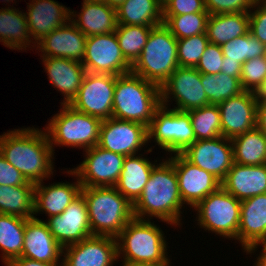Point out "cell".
I'll return each instance as SVG.
<instances>
[{
	"label": "cell",
	"mask_w": 266,
	"mask_h": 266,
	"mask_svg": "<svg viewBox=\"0 0 266 266\" xmlns=\"http://www.w3.org/2000/svg\"><path fill=\"white\" fill-rule=\"evenodd\" d=\"M0 153L28 182L37 184L53 176L54 153L45 129L8 130L0 135Z\"/></svg>",
	"instance_id": "6da1fadb"
},
{
	"label": "cell",
	"mask_w": 266,
	"mask_h": 266,
	"mask_svg": "<svg viewBox=\"0 0 266 266\" xmlns=\"http://www.w3.org/2000/svg\"><path fill=\"white\" fill-rule=\"evenodd\" d=\"M165 159L153 168L141 196L133 204V215L141 220H151L154 217L168 225L181 227V210L185 204L179 193L175 168Z\"/></svg>",
	"instance_id": "7a4b0ae2"
},
{
	"label": "cell",
	"mask_w": 266,
	"mask_h": 266,
	"mask_svg": "<svg viewBox=\"0 0 266 266\" xmlns=\"http://www.w3.org/2000/svg\"><path fill=\"white\" fill-rule=\"evenodd\" d=\"M160 106V87L132 72L116 76L112 118L149 127Z\"/></svg>",
	"instance_id": "3957f363"
},
{
	"label": "cell",
	"mask_w": 266,
	"mask_h": 266,
	"mask_svg": "<svg viewBox=\"0 0 266 266\" xmlns=\"http://www.w3.org/2000/svg\"><path fill=\"white\" fill-rule=\"evenodd\" d=\"M92 235L116 238L134 218L133 204L114 186L82 187Z\"/></svg>",
	"instance_id": "277c9868"
},
{
	"label": "cell",
	"mask_w": 266,
	"mask_h": 266,
	"mask_svg": "<svg viewBox=\"0 0 266 266\" xmlns=\"http://www.w3.org/2000/svg\"><path fill=\"white\" fill-rule=\"evenodd\" d=\"M163 230L151 220L133 218L116 237L122 263H165L169 260Z\"/></svg>",
	"instance_id": "5b68a950"
},
{
	"label": "cell",
	"mask_w": 266,
	"mask_h": 266,
	"mask_svg": "<svg viewBox=\"0 0 266 266\" xmlns=\"http://www.w3.org/2000/svg\"><path fill=\"white\" fill-rule=\"evenodd\" d=\"M177 67V39L164 24L153 27L131 72L161 87Z\"/></svg>",
	"instance_id": "8992f818"
},
{
	"label": "cell",
	"mask_w": 266,
	"mask_h": 266,
	"mask_svg": "<svg viewBox=\"0 0 266 266\" xmlns=\"http://www.w3.org/2000/svg\"><path fill=\"white\" fill-rule=\"evenodd\" d=\"M60 106L61 110L44 127L53 153L55 145L83 148V151L98 145L103 120L79 112L69 104Z\"/></svg>",
	"instance_id": "52a82bcc"
},
{
	"label": "cell",
	"mask_w": 266,
	"mask_h": 266,
	"mask_svg": "<svg viewBox=\"0 0 266 266\" xmlns=\"http://www.w3.org/2000/svg\"><path fill=\"white\" fill-rule=\"evenodd\" d=\"M197 225L218 236L237 240L240 223L241 201L222 186L201 200L194 209Z\"/></svg>",
	"instance_id": "ba28073f"
},
{
	"label": "cell",
	"mask_w": 266,
	"mask_h": 266,
	"mask_svg": "<svg viewBox=\"0 0 266 266\" xmlns=\"http://www.w3.org/2000/svg\"><path fill=\"white\" fill-rule=\"evenodd\" d=\"M152 138L167 155L183 153L195 142L189 113L161 105L148 127V142Z\"/></svg>",
	"instance_id": "9c48e42d"
},
{
	"label": "cell",
	"mask_w": 266,
	"mask_h": 266,
	"mask_svg": "<svg viewBox=\"0 0 266 266\" xmlns=\"http://www.w3.org/2000/svg\"><path fill=\"white\" fill-rule=\"evenodd\" d=\"M160 95L162 106L168 108L173 100L176 105L172 109L179 111L188 112L209 105L201 84V73L196 68L177 67L160 87Z\"/></svg>",
	"instance_id": "30bf717a"
},
{
	"label": "cell",
	"mask_w": 266,
	"mask_h": 266,
	"mask_svg": "<svg viewBox=\"0 0 266 266\" xmlns=\"http://www.w3.org/2000/svg\"><path fill=\"white\" fill-rule=\"evenodd\" d=\"M82 65L88 73L114 76L130 73L132 69L122 54L115 32L89 36Z\"/></svg>",
	"instance_id": "8fae6325"
},
{
	"label": "cell",
	"mask_w": 266,
	"mask_h": 266,
	"mask_svg": "<svg viewBox=\"0 0 266 266\" xmlns=\"http://www.w3.org/2000/svg\"><path fill=\"white\" fill-rule=\"evenodd\" d=\"M115 84L114 75L86 72L77 96L69 105L101 120L112 118Z\"/></svg>",
	"instance_id": "7c38bea8"
},
{
	"label": "cell",
	"mask_w": 266,
	"mask_h": 266,
	"mask_svg": "<svg viewBox=\"0 0 266 266\" xmlns=\"http://www.w3.org/2000/svg\"><path fill=\"white\" fill-rule=\"evenodd\" d=\"M81 164L71 169L82 187L115 186L123 168L125 156L102 149L98 145L84 150Z\"/></svg>",
	"instance_id": "4fadbf2b"
},
{
	"label": "cell",
	"mask_w": 266,
	"mask_h": 266,
	"mask_svg": "<svg viewBox=\"0 0 266 266\" xmlns=\"http://www.w3.org/2000/svg\"><path fill=\"white\" fill-rule=\"evenodd\" d=\"M148 127L133 121L117 118L105 119L100 128L98 146L125 157L138 154L147 147Z\"/></svg>",
	"instance_id": "5bb4252c"
},
{
	"label": "cell",
	"mask_w": 266,
	"mask_h": 266,
	"mask_svg": "<svg viewBox=\"0 0 266 266\" xmlns=\"http://www.w3.org/2000/svg\"><path fill=\"white\" fill-rule=\"evenodd\" d=\"M174 166L179 193L184 204L193 209L201 200L221 187L211 173L193 165L182 154L166 157Z\"/></svg>",
	"instance_id": "9a60e30c"
},
{
	"label": "cell",
	"mask_w": 266,
	"mask_h": 266,
	"mask_svg": "<svg viewBox=\"0 0 266 266\" xmlns=\"http://www.w3.org/2000/svg\"><path fill=\"white\" fill-rule=\"evenodd\" d=\"M181 154L220 182L225 179L234 163L231 139L224 136L212 140H197Z\"/></svg>",
	"instance_id": "2e32d148"
},
{
	"label": "cell",
	"mask_w": 266,
	"mask_h": 266,
	"mask_svg": "<svg viewBox=\"0 0 266 266\" xmlns=\"http://www.w3.org/2000/svg\"><path fill=\"white\" fill-rule=\"evenodd\" d=\"M45 222L63 248L92 236L87 204L82 194L61 214L49 217Z\"/></svg>",
	"instance_id": "e0dca14e"
},
{
	"label": "cell",
	"mask_w": 266,
	"mask_h": 266,
	"mask_svg": "<svg viewBox=\"0 0 266 266\" xmlns=\"http://www.w3.org/2000/svg\"><path fill=\"white\" fill-rule=\"evenodd\" d=\"M118 260L116 238L92 235L63 248L64 266H113Z\"/></svg>",
	"instance_id": "ac0fdd59"
},
{
	"label": "cell",
	"mask_w": 266,
	"mask_h": 266,
	"mask_svg": "<svg viewBox=\"0 0 266 266\" xmlns=\"http://www.w3.org/2000/svg\"><path fill=\"white\" fill-rule=\"evenodd\" d=\"M218 107L222 136L233 139L256 127L257 98L254 92L243 91L219 103Z\"/></svg>",
	"instance_id": "d6986e66"
},
{
	"label": "cell",
	"mask_w": 266,
	"mask_h": 266,
	"mask_svg": "<svg viewBox=\"0 0 266 266\" xmlns=\"http://www.w3.org/2000/svg\"><path fill=\"white\" fill-rule=\"evenodd\" d=\"M237 240L250 255L257 246L266 245V193L241 201Z\"/></svg>",
	"instance_id": "ffe728a7"
},
{
	"label": "cell",
	"mask_w": 266,
	"mask_h": 266,
	"mask_svg": "<svg viewBox=\"0 0 266 266\" xmlns=\"http://www.w3.org/2000/svg\"><path fill=\"white\" fill-rule=\"evenodd\" d=\"M87 36L70 20L39 40L35 46L41 57L67 58L82 63Z\"/></svg>",
	"instance_id": "44dd1931"
},
{
	"label": "cell",
	"mask_w": 266,
	"mask_h": 266,
	"mask_svg": "<svg viewBox=\"0 0 266 266\" xmlns=\"http://www.w3.org/2000/svg\"><path fill=\"white\" fill-rule=\"evenodd\" d=\"M21 256L41 262L60 263L63 247L53 237L46 222L34 216L26 221Z\"/></svg>",
	"instance_id": "7402d4cb"
},
{
	"label": "cell",
	"mask_w": 266,
	"mask_h": 266,
	"mask_svg": "<svg viewBox=\"0 0 266 266\" xmlns=\"http://www.w3.org/2000/svg\"><path fill=\"white\" fill-rule=\"evenodd\" d=\"M27 4L26 19L32 41L36 44L70 20V8L54 0H32Z\"/></svg>",
	"instance_id": "603a6c76"
},
{
	"label": "cell",
	"mask_w": 266,
	"mask_h": 266,
	"mask_svg": "<svg viewBox=\"0 0 266 266\" xmlns=\"http://www.w3.org/2000/svg\"><path fill=\"white\" fill-rule=\"evenodd\" d=\"M64 173L76 177V182H58L44 185L43 181L35 186L34 215L47 214V218L61 214L80 194L82 186L75 173L69 168Z\"/></svg>",
	"instance_id": "cb8c5ba5"
},
{
	"label": "cell",
	"mask_w": 266,
	"mask_h": 266,
	"mask_svg": "<svg viewBox=\"0 0 266 266\" xmlns=\"http://www.w3.org/2000/svg\"><path fill=\"white\" fill-rule=\"evenodd\" d=\"M50 84L64 97L61 104H70L77 96L86 70L82 63L67 58L41 57Z\"/></svg>",
	"instance_id": "d4e9b609"
},
{
	"label": "cell",
	"mask_w": 266,
	"mask_h": 266,
	"mask_svg": "<svg viewBox=\"0 0 266 266\" xmlns=\"http://www.w3.org/2000/svg\"><path fill=\"white\" fill-rule=\"evenodd\" d=\"M221 186L240 201L266 193V164L249 166L233 163Z\"/></svg>",
	"instance_id": "484cf974"
},
{
	"label": "cell",
	"mask_w": 266,
	"mask_h": 266,
	"mask_svg": "<svg viewBox=\"0 0 266 266\" xmlns=\"http://www.w3.org/2000/svg\"><path fill=\"white\" fill-rule=\"evenodd\" d=\"M81 9L78 13L70 10V21L87 37L115 32L118 25L115 8L104 1H83Z\"/></svg>",
	"instance_id": "4316f807"
},
{
	"label": "cell",
	"mask_w": 266,
	"mask_h": 266,
	"mask_svg": "<svg viewBox=\"0 0 266 266\" xmlns=\"http://www.w3.org/2000/svg\"><path fill=\"white\" fill-rule=\"evenodd\" d=\"M129 155L124 158L123 168L114 186L118 192L134 204L141 196L157 160L151 162L143 154Z\"/></svg>",
	"instance_id": "83f0119b"
},
{
	"label": "cell",
	"mask_w": 266,
	"mask_h": 266,
	"mask_svg": "<svg viewBox=\"0 0 266 266\" xmlns=\"http://www.w3.org/2000/svg\"><path fill=\"white\" fill-rule=\"evenodd\" d=\"M18 9L16 7L0 9V42L12 50L26 51L27 47L34 49L36 44L31 39L26 14Z\"/></svg>",
	"instance_id": "f1b7e54d"
},
{
	"label": "cell",
	"mask_w": 266,
	"mask_h": 266,
	"mask_svg": "<svg viewBox=\"0 0 266 266\" xmlns=\"http://www.w3.org/2000/svg\"><path fill=\"white\" fill-rule=\"evenodd\" d=\"M249 13L209 15L206 35L209 43L222 46L226 42L249 33Z\"/></svg>",
	"instance_id": "f546056e"
},
{
	"label": "cell",
	"mask_w": 266,
	"mask_h": 266,
	"mask_svg": "<svg viewBox=\"0 0 266 266\" xmlns=\"http://www.w3.org/2000/svg\"><path fill=\"white\" fill-rule=\"evenodd\" d=\"M117 23L137 26L163 24V8L157 0H125L117 9Z\"/></svg>",
	"instance_id": "4dcf8cb0"
},
{
	"label": "cell",
	"mask_w": 266,
	"mask_h": 266,
	"mask_svg": "<svg viewBox=\"0 0 266 266\" xmlns=\"http://www.w3.org/2000/svg\"><path fill=\"white\" fill-rule=\"evenodd\" d=\"M234 163L259 166L266 164V137L255 127L231 139Z\"/></svg>",
	"instance_id": "1f68e13d"
},
{
	"label": "cell",
	"mask_w": 266,
	"mask_h": 266,
	"mask_svg": "<svg viewBox=\"0 0 266 266\" xmlns=\"http://www.w3.org/2000/svg\"><path fill=\"white\" fill-rule=\"evenodd\" d=\"M36 185H0V214L24 219L34 217Z\"/></svg>",
	"instance_id": "d6a6232c"
},
{
	"label": "cell",
	"mask_w": 266,
	"mask_h": 266,
	"mask_svg": "<svg viewBox=\"0 0 266 266\" xmlns=\"http://www.w3.org/2000/svg\"><path fill=\"white\" fill-rule=\"evenodd\" d=\"M27 219L0 214V249L2 262L7 266L22 255Z\"/></svg>",
	"instance_id": "836d02e7"
},
{
	"label": "cell",
	"mask_w": 266,
	"mask_h": 266,
	"mask_svg": "<svg viewBox=\"0 0 266 266\" xmlns=\"http://www.w3.org/2000/svg\"><path fill=\"white\" fill-rule=\"evenodd\" d=\"M209 104L218 105L226 99L238 96L244 89L239 78L220 72L219 74H201Z\"/></svg>",
	"instance_id": "e575fe53"
},
{
	"label": "cell",
	"mask_w": 266,
	"mask_h": 266,
	"mask_svg": "<svg viewBox=\"0 0 266 266\" xmlns=\"http://www.w3.org/2000/svg\"><path fill=\"white\" fill-rule=\"evenodd\" d=\"M153 27L155 26L117 25L115 34L119 47L123 56L131 65L140 57Z\"/></svg>",
	"instance_id": "d590c367"
},
{
	"label": "cell",
	"mask_w": 266,
	"mask_h": 266,
	"mask_svg": "<svg viewBox=\"0 0 266 266\" xmlns=\"http://www.w3.org/2000/svg\"><path fill=\"white\" fill-rule=\"evenodd\" d=\"M195 133V141L212 140L222 136L221 115L218 105L209 104L188 111Z\"/></svg>",
	"instance_id": "8d00e7d4"
},
{
	"label": "cell",
	"mask_w": 266,
	"mask_h": 266,
	"mask_svg": "<svg viewBox=\"0 0 266 266\" xmlns=\"http://www.w3.org/2000/svg\"><path fill=\"white\" fill-rule=\"evenodd\" d=\"M221 48L223 60L238 61L241 64L256 57L266 56V46L250 32L226 42Z\"/></svg>",
	"instance_id": "74e56055"
},
{
	"label": "cell",
	"mask_w": 266,
	"mask_h": 266,
	"mask_svg": "<svg viewBox=\"0 0 266 266\" xmlns=\"http://www.w3.org/2000/svg\"><path fill=\"white\" fill-rule=\"evenodd\" d=\"M208 12L163 16V24L178 40L198 34H206Z\"/></svg>",
	"instance_id": "f35d334b"
},
{
	"label": "cell",
	"mask_w": 266,
	"mask_h": 266,
	"mask_svg": "<svg viewBox=\"0 0 266 266\" xmlns=\"http://www.w3.org/2000/svg\"><path fill=\"white\" fill-rule=\"evenodd\" d=\"M209 44L206 34L193 35L177 40L179 67L195 68Z\"/></svg>",
	"instance_id": "ab89813d"
},
{
	"label": "cell",
	"mask_w": 266,
	"mask_h": 266,
	"mask_svg": "<svg viewBox=\"0 0 266 266\" xmlns=\"http://www.w3.org/2000/svg\"><path fill=\"white\" fill-rule=\"evenodd\" d=\"M266 76V56L247 60L242 64L240 82L244 91L256 92Z\"/></svg>",
	"instance_id": "60d3db41"
},
{
	"label": "cell",
	"mask_w": 266,
	"mask_h": 266,
	"mask_svg": "<svg viewBox=\"0 0 266 266\" xmlns=\"http://www.w3.org/2000/svg\"><path fill=\"white\" fill-rule=\"evenodd\" d=\"M255 0H205L210 15L226 13H249Z\"/></svg>",
	"instance_id": "b9f144b4"
},
{
	"label": "cell",
	"mask_w": 266,
	"mask_h": 266,
	"mask_svg": "<svg viewBox=\"0 0 266 266\" xmlns=\"http://www.w3.org/2000/svg\"><path fill=\"white\" fill-rule=\"evenodd\" d=\"M249 28L251 35L266 46V0L254 1L249 11Z\"/></svg>",
	"instance_id": "7bdbcfd3"
},
{
	"label": "cell",
	"mask_w": 266,
	"mask_h": 266,
	"mask_svg": "<svg viewBox=\"0 0 266 266\" xmlns=\"http://www.w3.org/2000/svg\"><path fill=\"white\" fill-rule=\"evenodd\" d=\"M223 58L221 46L209 43L195 68L201 74H219L221 72Z\"/></svg>",
	"instance_id": "ee69618b"
},
{
	"label": "cell",
	"mask_w": 266,
	"mask_h": 266,
	"mask_svg": "<svg viewBox=\"0 0 266 266\" xmlns=\"http://www.w3.org/2000/svg\"><path fill=\"white\" fill-rule=\"evenodd\" d=\"M207 12L205 0H171L163 7V16Z\"/></svg>",
	"instance_id": "f6af8a7d"
},
{
	"label": "cell",
	"mask_w": 266,
	"mask_h": 266,
	"mask_svg": "<svg viewBox=\"0 0 266 266\" xmlns=\"http://www.w3.org/2000/svg\"><path fill=\"white\" fill-rule=\"evenodd\" d=\"M0 185L19 186L36 184L28 182L23 174L7 162L0 153Z\"/></svg>",
	"instance_id": "bcb514c9"
},
{
	"label": "cell",
	"mask_w": 266,
	"mask_h": 266,
	"mask_svg": "<svg viewBox=\"0 0 266 266\" xmlns=\"http://www.w3.org/2000/svg\"><path fill=\"white\" fill-rule=\"evenodd\" d=\"M256 127L266 137V99H257Z\"/></svg>",
	"instance_id": "7dc6e473"
},
{
	"label": "cell",
	"mask_w": 266,
	"mask_h": 266,
	"mask_svg": "<svg viewBox=\"0 0 266 266\" xmlns=\"http://www.w3.org/2000/svg\"><path fill=\"white\" fill-rule=\"evenodd\" d=\"M7 266H64V264L63 261L61 263H47L20 256L14 258Z\"/></svg>",
	"instance_id": "c3c4849f"
},
{
	"label": "cell",
	"mask_w": 266,
	"mask_h": 266,
	"mask_svg": "<svg viewBox=\"0 0 266 266\" xmlns=\"http://www.w3.org/2000/svg\"><path fill=\"white\" fill-rule=\"evenodd\" d=\"M242 64L238 61L223 60L221 72L240 79Z\"/></svg>",
	"instance_id": "681fc988"
},
{
	"label": "cell",
	"mask_w": 266,
	"mask_h": 266,
	"mask_svg": "<svg viewBox=\"0 0 266 266\" xmlns=\"http://www.w3.org/2000/svg\"><path fill=\"white\" fill-rule=\"evenodd\" d=\"M253 266H266V245H262V250L259 256L257 255V260H255Z\"/></svg>",
	"instance_id": "f907efd6"
},
{
	"label": "cell",
	"mask_w": 266,
	"mask_h": 266,
	"mask_svg": "<svg viewBox=\"0 0 266 266\" xmlns=\"http://www.w3.org/2000/svg\"><path fill=\"white\" fill-rule=\"evenodd\" d=\"M170 259L165 263H121L122 266H171Z\"/></svg>",
	"instance_id": "816d5d0a"
},
{
	"label": "cell",
	"mask_w": 266,
	"mask_h": 266,
	"mask_svg": "<svg viewBox=\"0 0 266 266\" xmlns=\"http://www.w3.org/2000/svg\"><path fill=\"white\" fill-rule=\"evenodd\" d=\"M255 96L257 99H266V76L264 77L261 86L255 92Z\"/></svg>",
	"instance_id": "f5cc1de1"
},
{
	"label": "cell",
	"mask_w": 266,
	"mask_h": 266,
	"mask_svg": "<svg viewBox=\"0 0 266 266\" xmlns=\"http://www.w3.org/2000/svg\"><path fill=\"white\" fill-rule=\"evenodd\" d=\"M110 7L117 9L125 0H103Z\"/></svg>",
	"instance_id": "db71d44e"
},
{
	"label": "cell",
	"mask_w": 266,
	"mask_h": 266,
	"mask_svg": "<svg viewBox=\"0 0 266 266\" xmlns=\"http://www.w3.org/2000/svg\"><path fill=\"white\" fill-rule=\"evenodd\" d=\"M157 1H158L159 5L163 8L171 0H157Z\"/></svg>",
	"instance_id": "11a10c76"
},
{
	"label": "cell",
	"mask_w": 266,
	"mask_h": 266,
	"mask_svg": "<svg viewBox=\"0 0 266 266\" xmlns=\"http://www.w3.org/2000/svg\"><path fill=\"white\" fill-rule=\"evenodd\" d=\"M14 1H16V0H14ZM2 2H5V3L8 2L7 3L8 4L7 6L9 7V3L13 2V0H3Z\"/></svg>",
	"instance_id": "9f6ffc18"
},
{
	"label": "cell",
	"mask_w": 266,
	"mask_h": 266,
	"mask_svg": "<svg viewBox=\"0 0 266 266\" xmlns=\"http://www.w3.org/2000/svg\"><path fill=\"white\" fill-rule=\"evenodd\" d=\"M83 1H103V0H83Z\"/></svg>",
	"instance_id": "6f0895ef"
}]
</instances>
